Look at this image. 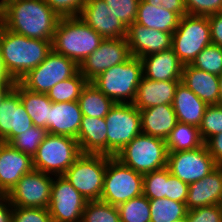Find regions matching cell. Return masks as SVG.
Returning <instances> with one entry per match:
<instances>
[{
    "label": "cell",
    "mask_w": 222,
    "mask_h": 222,
    "mask_svg": "<svg viewBox=\"0 0 222 222\" xmlns=\"http://www.w3.org/2000/svg\"><path fill=\"white\" fill-rule=\"evenodd\" d=\"M2 8L6 29L32 39L53 40L60 17L44 0H10Z\"/></svg>",
    "instance_id": "obj_1"
},
{
    "label": "cell",
    "mask_w": 222,
    "mask_h": 222,
    "mask_svg": "<svg viewBox=\"0 0 222 222\" xmlns=\"http://www.w3.org/2000/svg\"><path fill=\"white\" fill-rule=\"evenodd\" d=\"M52 51V41L32 39L3 27L0 33V62L7 76L19 82Z\"/></svg>",
    "instance_id": "obj_2"
},
{
    "label": "cell",
    "mask_w": 222,
    "mask_h": 222,
    "mask_svg": "<svg viewBox=\"0 0 222 222\" xmlns=\"http://www.w3.org/2000/svg\"><path fill=\"white\" fill-rule=\"evenodd\" d=\"M104 38L79 16L60 18L52 40V50L73 60L78 66Z\"/></svg>",
    "instance_id": "obj_3"
},
{
    "label": "cell",
    "mask_w": 222,
    "mask_h": 222,
    "mask_svg": "<svg viewBox=\"0 0 222 222\" xmlns=\"http://www.w3.org/2000/svg\"><path fill=\"white\" fill-rule=\"evenodd\" d=\"M142 76V60L130 56L102 72L91 83L115 103H132Z\"/></svg>",
    "instance_id": "obj_4"
},
{
    "label": "cell",
    "mask_w": 222,
    "mask_h": 222,
    "mask_svg": "<svg viewBox=\"0 0 222 222\" xmlns=\"http://www.w3.org/2000/svg\"><path fill=\"white\" fill-rule=\"evenodd\" d=\"M115 158L134 171L145 174L167 167L168 149L164 139L141 133Z\"/></svg>",
    "instance_id": "obj_5"
},
{
    "label": "cell",
    "mask_w": 222,
    "mask_h": 222,
    "mask_svg": "<svg viewBox=\"0 0 222 222\" xmlns=\"http://www.w3.org/2000/svg\"><path fill=\"white\" fill-rule=\"evenodd\" d=\"M81 154L77 139L48 133L32 158L33 168L53 176H61Z\"/></svg>",
    "instance_id": "obj_6"
},
{
    "label": "cell",
    "mask_w": 222,
    "mask_h": 222,
    "mask_svg": "<svg viewBox=\"0 0 222 222\" xmlns=\"http://www.w3.org/2000/svg\"><path fill=\"white\" fill-rule=\"evenodd\" d=\"M105 154L82 153L62 175L86 201L101 198L108 160Z\"/></svg>",
    "instance_id": "obj_7"
},
{
    "label": "cell",
    "mask_w": 222,
    "mask_h": 222,
    "mask_svg": "<svg viewBox=\"0 0 222 222\" xmlns=\"http://www.w3.org/2000/svg\"><path fill=\"white\" fill-rule=\"evenodd\" d=\"M207 16L184 15L172 36V49L183 65H190L196 56L211 45Z\"/></svg>",
    "instance_id": "obj_8"
},
{
    "label": "cell",
    "mask_w": 222,
    "mask_h": 222,
    "mask_svg": "<svg viewBox=\"0 0 222 222\" xmlns=\"http://www.w3.org/2000/svg\"><path fill=\"white\" fill-rule=\"evenodd\" d=\"M143 194V174L111 157L106 166L100 201L119 206Z\"/></svg>",
    "instance_id": "obj_9"
},
{
    "label": "cell",
    "mask_w": 222,
    "mask_h": 222,
    "mask_svg": "<svg viewBox=\"0 0 222 222\" xmlns=\"http://www.w3.org/2000/svg\"><path fill=\"white\" fill-rule=\"evenodd\" d=\"M107 125V155L115 157L141 131L140 111L132 103H115L104 117Z\"/></svg>",
    "instance_id": "obj_10"
},
{
    "label": "cell",
    "mask_w": 222,
    "mask_h": 222,
    "mask_svg": "<svg viewBox=\"0 0 222 222\" xmlns=\"http://www.w3.org/2000/svg\"><path fill=\"white\" fill-rule=\"evenodd\" d=\"M78 71L79 66L73 60L52 50L19 83L29 91L47 94L54 85L73 77Z\"/></svg>",
    "instance_id": "obj_11"
},
{
    "label": "cell",
    "mask_w": 222,
    "mask_h": 222,
    "mask_svg": "<svg viewBox=\"0 0 222 222\" xmlns=\"http://www.w3.org/2000/svg\"><path fill=\"white\" fill-rule=\"evenodd\" d=\"M54 176L33 169L8 193L13 207L48 208Z\"/></svg>",
    "instance_id": "obj_12"
},
{
    "label": "cell",
    "mask_w": 222,
    "mask_h": 222,
    "mask_svg": "<svg viewBox=\"0 0 222 222\" xmlns=\"http://www.w3.org/2000/svg\"><path fill=\"white\" fill-rule=\"evenodd\" d=\"M216 167L205 144L198 149L168 152L167 168L172 175L187 184L203 179Z\"/></svg>",
    "instance_id": "obj_13"
},
{
    "label": "cell",
    "mask_w": 222,
    "mask_h": 222,
    "mask_svg": "<svg viewBox=\"0 0 222 222\" xmlns=\"http://www.w3.org/2000/svg\"><path fill=\"white\" fill-rule=\"evenodd\" d=\"M86 203L62 175L54 176L48 207L53 222H81Z\"/></svg>",
    "instance_id": "obj_14"
},
{
    "label": "cell",
    "mask_w": 222,
    "mask_h": 222,
    "mask_svg": "<svg viewBox=\"0 0 222 222\" xmlns=\"http://www.w3.org/2000/svg\"><path fill=\"white\" fill-rule=\"evenodd\" d=\"M131 56L126 38L104 39L100 46L79 65V72L92 82L102 72L125 62Z\"/></svg>",
    "instance_id": "obj_15"
},
{
    "label": "cell",
    "mask_w": 222,
    "mask_h": 222,
    "mask_svg": "<svg viewBox=\"0 0 222 222\" xmlns=\"http://www.w3.org/2000/svg\"><path fill=\"white\" fill-rule=\"evenodd\" d=\"M79 17L104 39L126 37L127 27L115 17L104 0H87Z\"/></svg>",
    "instance_id": "obj_16"
},
{
    "label": "cell",
    "mask_w": 222,
    "mask_h": 222,
    "mask_svg": "<svg viewBox=\"0 0 222 222\" xmlns=\"http://www.w3.org/2000/svg\"><path fill=\"white\" fill-rule=\"evenodd\" d=\"M173 33L147 28L133 22L127 28L126 40L130 54L142 58L172 48Z\"/></svg>",
    "instance_id": "obj_17"
},
{
    "label": "cell",
    "mask_w": 222,
    "mask_h": 222,
    "mask_svg": "<svg viewBox=\"0 0 222 222\" xmlns=\"http://www.w3.org/2000/svg\"><path fill=\"white\" fill-rule=\"evenodd\" d=\"M32 126L19 94L13 89L0 103V137L9 143Z\"/></svg>",
    "instance_id": "obj_18"
},
{
    "label": "cell",
    "mask_w": 222,
    "mask_h": 222,
    "mask_svg": "<svg viewBox=\"0 0 222 222\" xmlns=\"http://www.w3.org/2000/svg\"><path fill=\"white\" fill-rule=\"evenodd\" d=\"M33 169V159L30 155L5 143L0 150V193H10L22 176Z\"/></svg>",
    "instance_id": "obj_19"
},
{
    "label": "cell",
    "mask_w": 222,
    "mask_h": 222,
    "mask_svg": "<svg viewBox=\"0 0 222 222\" xmlns=\"http://www.w3.org/2000/svg\"><path fill=\"white\" fill-rule=\"evenodd\" d=\"M83 114L78 101L52 102L45 129L49 134L77 138Z\"/></svg>",
    "instance_id": "obj_20"
},
{
    "label": "cell",
    "mask_w": 222,
    "mask_h": 222,
    "mask_svg": "<svg viewBox=\"0 0 222 222\" xmlns=\"http://www.w3.org/2000/svg\"><path fill=\"white\" fill-rule=\"evenodd\" d=\"M222 166H217L203 179L190 183L186 201L187 210L198 207L221 205Z\"/></svg>",
    "instance_id": "obj_21"
},
{
    "label": "cell",
    "mask_w": 222,
    "mask_h": 222,
    "mask_svg": "<svg viewBox=\"0 0 222 222\" xmlns=\"http://www.w3.org/2000/svg\"><path fill=\"white\" fill-rule=\"evenodd\" d=\"M143 76L154 81H181L183 64L172 48L141 58Z\"/></svg>",
    "instance_id": "obj_22"
},
{
    "label": "cell",
    "mask_w": 222,
    "mask_h": 222,
    "mask_svg": "<svg viewBox=\"0 0 222 222\" xmlns=\"http://www.w3.org/2000/svg\"><path fill=\"white\" fill-rule=\"evenodd\" d=\"M181 81H154L142 76L132 104L147 109L161 104H172L175 91Z\"/></svg>",
    "instance_id": "obj_23"
},
{
    "label": "cell",
    "mask_w": 222,
    "mask_h": 222,
    "mask_svg": "<svg viewBox=\"0 0 222 222\" xmlns=\"http://www.w3.org/2000/svg\"><path fill=\"white\" fill-rule=\"evenodd\" d=\"M143 134L164 140L177 124V116L172 104H161L139 110Z\"/></svg>",
    "instance_id": "obj_24"
},
{
    "label": "cell",
    "mask_w": 222,
    "mask_h": 222,
    "mask_svg": "<svg viewBox=\"0 0 222 222\" xmlns=\"http://www.w3.org/2000/svg\"><path fill=\"white\" fill-rule=\"evenodd\" d=\"M181 83L207 105L219 104V78L190 65L183 66Z\"/></svg>",
    "instance_id": "obj_25"
},
{
    "label": "cell",
    "mask_w": 222,
    "mask_h": 222,
    "mask_svg": "<svg viewBox=\"0 0 222 222\" xmlns=\"http://www.w3.org/2000/svg\"><path fill=\"white\" fill-rule=\"evenodd\" d=\"M107 130L105 118L83 116L76 138L81 152L107 155Z\"/></svg>",
    "instance_id": "obj_26"
},
{
    "label": "cell",
    "mask_w": 222,
    "mask_h": 222,
    "mask_svg": "<svg viewBox=\"0 0 222 222\" xmlns=\"http://www.w3.org/2000/svg\"><path fill=\"white\" fill-rule=\"evenodd\" d=\"M172 105L179 122L197 127L200 126L208 106L181 82L176 88Z\"/></svg>",
    "instance_id": "obj_27"
},
{
    "label": "cell",
    "mask_w": 222,
    "mask_h": 222,
    "mask_svg": "<svg viewBox=\"0 0 222 222\" xmlns=\"http://www.w3.org/2000/svg\"><path fill=\"white\" fill-rule=\"evenodd\" d=\"M180 16L164 7H155L145 0H140L135 22L147 28L174 33L177 29Z\"/></svg>",
    "instance_id": "obj_28"
},
{
    "label": "cell",
    "mask_w": 222,
    "mask_h": 222,
    "mask_svg": "<svg viewBox=\"0 0 222 222\" xmlns=\"http://www.w3.org/2000/svg\"><path fill=\"white\" fill-rule=\"evenodd\" d=\"M14 90L19 94L20 101L30 116L33 125L45 128L49 120L52 101L46 93H35L24 88L19 82L15 83Z\"/></svg>",
    "instance_id": "obj_29"
},
{
    "label": "cell",
    "mask_w": 222,
    "mask_h": 222,
    "mask_svg": "<svg viewBox=\"0 0 222 222\" xmlns=\"http://www.w3.org/2000/svg\"><path fill=\"white\" fill-rule=\"evenodd\" d=\"M78 103L83 116L104 118L115 102L88 82L79 96Z\"/></svg>",
    "instance_id": "obj_30"
},
{
    "label": "cell",
    "mask_w": 222,
    "mask_h": 222,
    "mask_svg": "<svg viewBox=\"0 0 222 222\" xmlns=\"http://www.w3.org/2000/svg\"><path fill=\"white\" fill-rule=\"evenodd\" d=\"M168 152L187 151L198 149L204 145L199 127L177 122L174 129L165 140Z\"/></svg>",
    "instance_id": "obj_31"
},
{
    "label": "cell",
    "mask_w": 222,
    "mask_h": 222,
    "mask_svg": "<svg viewBox=\"0 0 222 222\" xmlns=\"http://www.w3.org/2000/svg\"><path fill=\"white\" fill-rule=\"evenodd\" d=\"M150 222H173L187 215L186 204L168 198L149 199Z\"/></svg>",
    "instance_id": "obj_32"
},
{
    "label": "cell",
    "mask_w": 222,
    "mask_h": 222,
    "mask_svg": "<svg viewBox=\"0 0 222 222\" xmlns=\"http://www.w3.org/2000/svg\"><path fill=\"white\" fill-rule=\"evenodd\" d=\"M88 81L78 71L73 77L65 79L54 85L47 93L52 102L78 101L83 88Z\"/></svg>",
    "instance_id": "obj_33"
},
{
    "label": "cell",
    "mask_w": 222,
    "mask_h": 222,
    "mask_svg": "<svg viewBox=\"0 0 222 222\" xmlns=\"http://www.w3.org/2000/svg\"><path fill=\"white\" fill-rule=\"evenodd\" d=\"M118 207L120 222H150L149 199L143 194L134 197Z\"/></svg>",
    "instance_id": "obj_34"
},
{
    "label": "cell",
    "mask_w": 222,
    "mask_h": 222,
    "mask_svg": "<svg viewBox=\"0 0 222 222\" xmlns=\"http://www.w3.org/2000/svg\"><path fill=\"white\" fill-rule=\"evenodd\" d=\"M47 134L48 132L45 128L33 125L22 134L14 137L9 144L18 151L30 155L33 158Z\"/></svg>",
    "instance_id": "obj_35"
},
{
    "label": "cell",
    "mask_w": 222,
    "mask_h": 222,
    "mask_svg": "<svg viewBox=\"0 0 222 222\" xmlns=\"http://www.w3.org/2000/svg\"><path fill=\"white\" fill-rule=\"evenodd\" d=\"M81 222H120L118 207L98 201H87Z\"/></svg>",
    "instance_id": "obj_36"
},
{
    "label": "cell",
    "mask_w": 222,
    "mask_h": 222,
    "mask_svg": "<svg viewBox=\"0 0 222 222\" xmlns=\"http://www.w3.org/2000/svg\"><path fill=\"white\" fill-rule=\"evenodd\" d=\"M191 65L197 69L219 76L222 73V47L211 44L205 47Z\"/></svg>",
    "instance_id": "obj_37"
},
{
    "label": "cell",
    "mask_w": 222,
    "mask_h": 222,
    "mask_svg": "<svg viewBox=\"0 0 222 222\" xmlns=\"http://www.w3.org/2000/svg\"><path fill=\"white\" fill-rule=\"evenodd\" d=\"M168 168L143 174V195L148 199L166 198Z\"/></svg>",
    "instance_id": "obj_38"
},
{
    "label": "cell",
    "mask_w": 222,
    "mask_h": 222,
    "mask_svg": "<svg viewBox=\"0 0 222 222\" xmlns=\"http://www.w3.org/2000/svg\"><path fill=\"white\" fill-rule=\"evenodd\" d=\"M199 131L204 143L210 137L222 132V104L206 107Z\"/></svg>",
    "instance_id": "obj_39"
},
{
    "label": "cell",
    "mask_w": 222,
    "mask_h": 222,
    "mask_svg": "<svg viewBox=\"0 0 222 222\" xmlns=\"http://www.w3.org/2000/svg\"><path fill=\"white\" fill-rule=\"evenodd\" d=\"M140 0H104L116 18L128 28L137 17Z\"/></svg>",
    "instance_id": "obj_40"
},
{
    "label": "cell",
    "mask_w": 222,
    "mask_h": 222,
    "mask_svg": "<svg viewBox=\"0 0 222 222\" xmlns=\"http://www.w3.org/2000/svg\"><path fill=\"white\" fill-rule=\"evenodd\" d=\"M12 222H53L48 208L13 207Z\"/></svg>",
    "instance_id": "obj_41"
},
{
    "label": "cell",
    "mask_w": 222,
    "mask_h": 222,
    "mask_svg": "<svg viewBox=\"0 0 222 222\" xmlns=\"http://www.w3.org/2000/svg\"><path fill=\"white\" fill-rule=\"evenodd\" d=\"M187 14L210 16L222 12V0H184Z\"/></svg>",
    "instance_id": "obj_42"
},
{
    "label": "cell",
    "mask_w": 222,
    "mask_h": 222,
    "mask_svg": "<svg viewBox=\"0 0 222 222\" xmlns=\"http://www.w3.org/2000/svg\"><path fill=\"white\" fill-rule=\"evenodd\" d=\"M60 17H77L87 0H44Z\"/></svg>",
    "instance_id": "obj_43"
},
{
    "label": "cell",
    "mask_w": 222,
    "mask_h": 222,
    "mask_svg": "<svg viewBox=\"0 0 222 222\" xmlns=\"http://www.w3.org/2000/svg\"><path fill=\"white\" fill-rule=\"evenodd\" d=\"M188 222H222V206L198 207L187 211Z\"/></svg>",
    "instance_id": "obj_44"
},
{
    "label": "cell",
    "mask_w": 222,
    "mask_h": 222,
    "mask_svg": "<svg viewBox=\"0 0 222 222\" xmlns=\"http://www.w3.org/2000/svg\"><path fill=\"white\" fill-rule=\"evenodd\" d=\"M189 184L181 181L176 176L172 175L168 169V179L166 188V198L186 203L188 197Z\"/></svg>",
    "instance_id": "obj_45"
},
{
    "label": "cell",
    "mask_w": 222,
    "mask_h": 222,
    "mask_svg": "<svg viewBox=\"0 0 222 222\" xmlns=\"http://www.w3.org/2000/svg\"><path fill=\"white\" fill-rule=\"evenodd\" d=\"M211 31V42L222 47V12L208 16Z\"/></svg>",
    "instance_id": "obj_46"
},
{
    "label": "cell",
    "mask_w": 222,
    "mask_h": 222,
    "mask_svg": "<svg viewBox=\"0 0 222 222\" xmlns=\"http://www.w3.org/2000/svg\"><path fill=\"white\" fill-rule=\"evenodd\" d=\"M155 7H164L169 11L176 12L180 17L187 15L184 0H145Z\"/></svg>",
    "instance_id": "obj_47"
},
{
    "label": "cell",
    "mask_w": 222,
    "mask_h": 222,
    "mask_svg": "<svg viewBox=\"0 0 222 222\" xmlns=\"http://www.w3.org/2000/svg\"><path fill=\"white\" fill-rule=\"evenodd\" d=\"M217 166H222V132L210 137L204 143Z\"/></svg>",
    "instance_id": "obj_48"
},
{
    "label": "cell",
    "mask_w": 222,
    "mask_h": 222,
    "mask_svg": "<svg viewBox=\"0 0 222 222\" xmlns=\"http://www.w3.org/2000/svg\"><path fill=\"white\" fill-rule=\"evenodd\" d=\"M12 210L8 194L0 193V222H12Z\"/></svg>",
    "instance_id": "obj_49"
},
{
    "label": "cell",
    "mask_w": 222,
    "mask_h": 222,
    "mask_svg": "<svg viewBox=\"0 0 222 222\" xmlns=\"http://www.w3.org/2000/svg\"><path fill=\"white\" fill-rule=\"evenodd\" d=\"M15 83H0V103L14 89Z\"/></svg>",
    "instance_id": "obj_50"
},
{
    "label": "cell",
    "mask_w": 222,
    "mask_h": 222,
    "mask_svg": "<svg viewBox=\"0 0 222 222\" xmlns=\"http://www.w3.org/2000/svg\"><path fill=\"white\" fill-rule=\"evenodd\" d=\"M0 83H16L15 80H13L7 76V74L5 73V71L1 65V62H0Z\"/></svg>",
    "instance_id": "obj_51"
},
{
    "label": "cell",
    "mask_w": 222,
    "mask_h": 222,
    "mask_svg": "<svg viewBox=\"0 0 222 222\" xmlns=\"http://www.w3.org/2000/svg\"><path fill=\"white\" fill-rule=\"evenodd\" d=\"M219 78V104H222V73L218 76Z\"/></svg>",
    "instance_id": "obj_52"
},
{
    "label": "cell",
    "mask_w": 222,
    "mask_h": 222,
    "mask_svg": "<svg viewBox=\"0 0 222 222\" xmlns=\"http://www.w3.org/2000/svg\"><path fill=\"white\" fill-rule=\"evenodd\" d=\"M4 27V11L2 6H0V33Z\"/></svg>",
    "instance_id": "obj_53"
},
{
    "label": "cell",
    "mask_w": 222,
    "mask_h": 222,
    "mask_svg": "<svg viewBox=\"0 0 222 222\" xmlns=\"http://www.w3.org/2000/svg\"><path fill=\"white\" fill-rule=\"evenodd\" d=\"M173 222H188V221H187V216L182 217V218H180V219H178V220H175V221H173Z\"/></svg>",
    "instance_id": "obj_54"
},
{
    "label": "cell",
    "mask_w": 222,
    "mask_h": 222,
    "mask_svg": "<svg viewBox=\"0 0 222 222\" xmlns=\"http://www.w3.org/2000/svg\"><path fill=\"white\" fill-rule=\"evenodd\" d=\"M5 143H6L5 140L0 137V150L2 149V147Z\"/></svg>",
    "instance_id": "obj_55"
},
{
    "label": "cell",
    "mask_w": 222,
    "mask_h": 222,
    "mask_svg": "<svg viewBox=\"0 0 222 222\" xmlns=\"http://www.w3.org/2000/svg\"><path fill=\"white\" fill-rule=\"evenodd\" d=\"M10 0H0V6H4L7 2H9Z\"/></svg>",
    "instance_id": "obj_56"
}]
</instances>
